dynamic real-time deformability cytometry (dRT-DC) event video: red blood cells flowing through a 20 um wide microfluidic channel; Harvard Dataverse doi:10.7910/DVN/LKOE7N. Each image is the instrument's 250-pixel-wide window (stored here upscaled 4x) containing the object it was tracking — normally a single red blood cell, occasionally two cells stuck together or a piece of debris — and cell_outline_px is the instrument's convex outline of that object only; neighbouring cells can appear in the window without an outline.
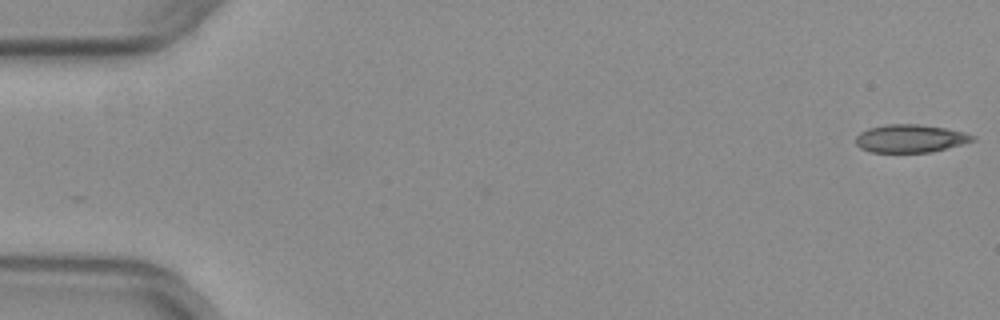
{"species": "common noctule bat (a hibernating species)", "species_latin": "Nyctalus noctula", "temperature_condition": "warm", "stored_images_in_passage": 47, "camera_frame_rate_fps": 3000, "um_per_image_px": 0.085, "animal": {"sex": "female", "body_mass_g": 29.2, "forearm_length_mm": 56.3}, "frame": {"image": 1, "passage_image": 1, "time_ms": 0.0, "image_size_px": [1000, 320], "cell_outline_px": [[976, 140], [932, 152], [872, 152], [860, 148], [856, 144], [856, 136], [860, 132], [868, 128], [884, 124], [920, 124], [944, 128], [964, 132], [976, 136]], "centroid_in_image_um": [77.37, 11.76], "position_along_channel_um": 7.6, "area_um2": 19.07}}
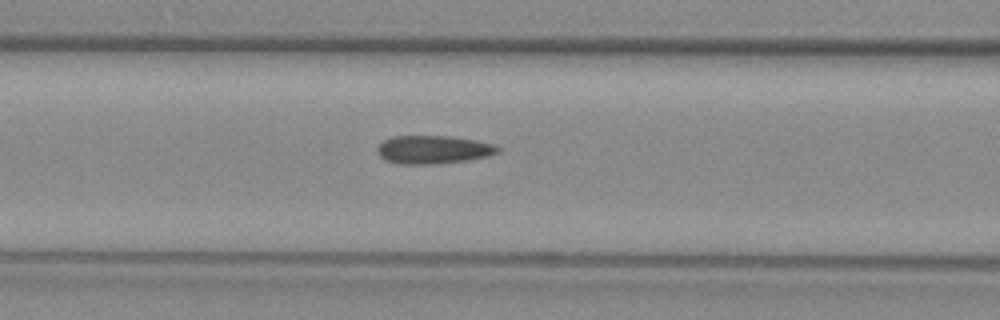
{"frame": {"image": 2, "passage_image": 22, "time_ms": 7.0, "image_size_px": [1000, 320], "cell_outline_px": [[500, 152], [488, 156], [468, 160], [432, 164], [400, 164], [384, 160], [376, 152], [376, 148], [384, 140], [392, 136], [452, 136], [476, 140], [496, 144], [500, 148]], "centroid_in_image_um": [36.84, 12.71], "position_along_channel_um": 129.8, "area_um2": 20.06}}
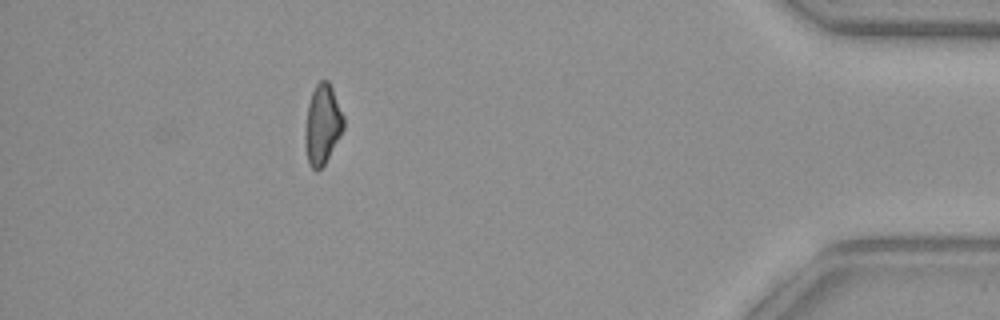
{"frame": {"image": 3, "passage_image": 47, "time_ms": 15.333, "image_size_px": [1000, 320], "cell_outline_px": [[344, 128], [324, 164], [316, 172], [312, 168], [308, 160], [304, 144], [304, 132], [308, 104], [312, 92], [316, 84], [320, 80], [328, 80], [332, 88], [344, 116]], "centroid_in_image_um": [27.39, 10.57], "position_along_channel_um": 407.8, "area_um2": 17.8}, "authors_computed_cell_mechanics": {"area_um2": 19.5942, "velocity_mm_per_s": 3.9827, "shape_relaxation_time_tau1_ms": null, "shape_relaxation_time_tau2_ms": 2.7308, "deformation_change_tau1": null, "deformation_change_tau2": 0.1065}}